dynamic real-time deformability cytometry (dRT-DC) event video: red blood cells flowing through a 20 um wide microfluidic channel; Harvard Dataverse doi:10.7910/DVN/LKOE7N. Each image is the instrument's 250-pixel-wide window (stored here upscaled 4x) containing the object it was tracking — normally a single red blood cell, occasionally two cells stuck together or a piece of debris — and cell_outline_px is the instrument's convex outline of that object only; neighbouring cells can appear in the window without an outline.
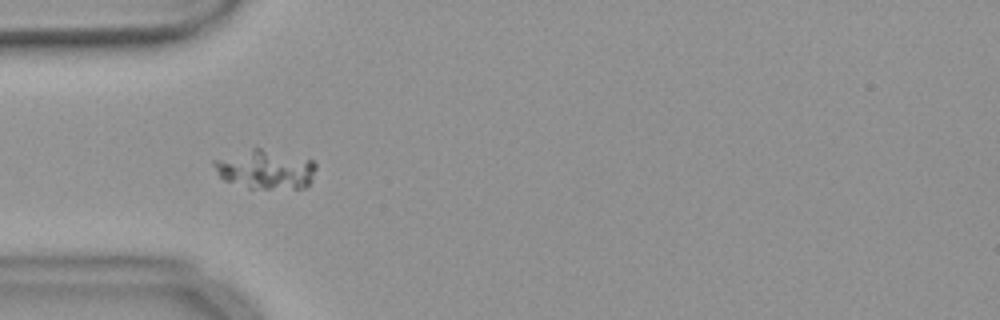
{"species": "common noctule bat (a hibernating species)", "species_latin": "Nyctalus noctula", "temperature_condition": "warm", "stored_images_in_passage": 40, "segment_of_instrument_passage": [1, 2], "camera_frame_rate_fps": 3000, "um_per_image_px": 0.085, "animal": {"sex": "female", "body_mass_g": 18.4}, "frame": {"image": 1, "passage_image": 3, "time_ms": 0.667, "image_size_px": [1000, 320], "cell_outline_px": [[316, 168], [312, 180], [308, 188], [248, 188], [224, 180], [216, 172], [212, 164], [212, 160], [252, 148], [260, 148], [312, 160], [316, 164]], "centroid_in_image_um": [22.56, 14.41], "position_along_channel_um": 62.4, "area_um2": 23.18}}
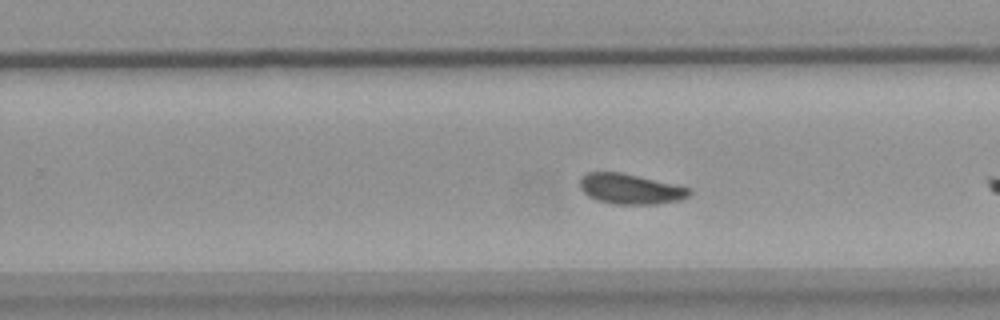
{"frame": {"image": 2, "passage_image": 18, "time_ms": 5.667, "image_size_px": [1000, 320], "cell_outline_px": [[692, 192], [688, 196], [680, 200], [656, 204], [616, 204], [596, 200], [588, 196], [580, 188], [580, 176], [588, 172], [620, 172], [680, 184], [692, 188]], "centroid_in_image_um": [53.62, 16.05], "position_along_channel_um": 276.2, "area_um2": 19.65}}
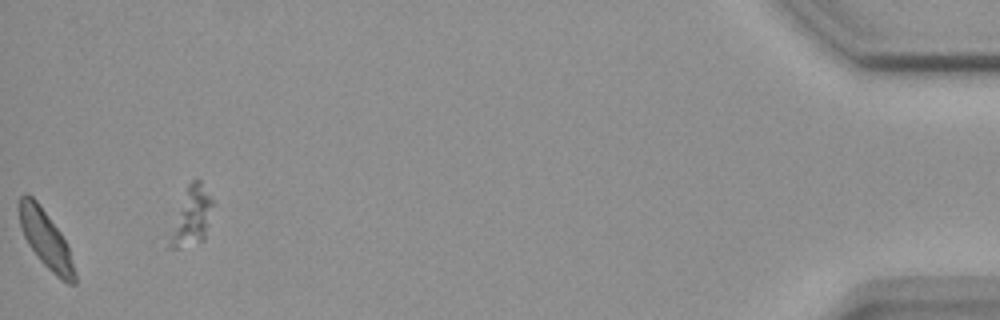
{"frame": {"image": 3, "passage_image": 39, "time_ms": 12.667, "image_size_px": [1000, 320], "cell_outline_px": [[76, 284], [68, 284], [56, 276], [40, 260], [28, 244], [20, 228], [16, 208], [20, 196], [24, 192], [28, 192], [40, 204], [60, 232], [68, 244], [76, 272]], "centroid_in_image_um": [3.86, 20.29], "position_along_channel_um": 431.3, "area_um2": 19.13}}